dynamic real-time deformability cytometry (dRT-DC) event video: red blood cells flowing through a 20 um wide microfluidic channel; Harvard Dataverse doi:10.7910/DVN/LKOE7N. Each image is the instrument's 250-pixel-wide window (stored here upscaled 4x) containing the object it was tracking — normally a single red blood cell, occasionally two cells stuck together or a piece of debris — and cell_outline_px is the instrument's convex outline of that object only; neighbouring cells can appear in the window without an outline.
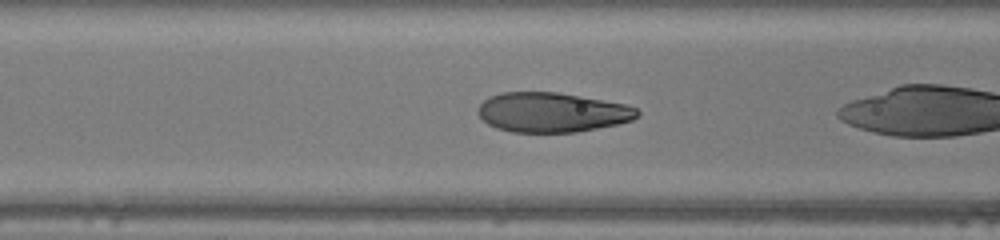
{"species": "human", "species_latin": "Homo sapiens", "temperature_condition": "warm", "stored_images_in_passage": 44, "camera_frame_rate_fps": 3000, "um_per_image_px": 0.085, "donor": {"sex": "female"}, "frame": {"image": 1, "passage_image": 16, "time_ms": 5.0, "image_size_px": [1000, 240], "cell_outline_px": [[640, 116], [632, 120], [616, 124], [576, 132], [512, 132], [496, 128], [488, 124], [476, 112], [476, 108], [488, 96], [500, 92], [556, 92], [580, 96], [624, 104], [636, 108], [640, 112]], "centroid_in_image_um": [46.88, 9.54], "position_along_channel_um": 119.7, "area_um2": 36.82}}
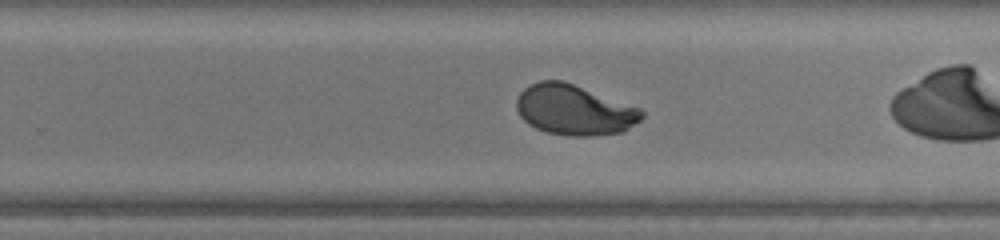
{"frame": {"image": 2, "passage_image": 27, "time_ms": 8.667, "image_size_px": [1000, 240], "cell_outline_px": [[644, 116], [640, 120], [624, 132], [592, 136], [568, 136], [548, 132], [536, 128], [528, 124], [520, 116], [516, 108], [516, 100], [520, 92], [528, 84], [540, 80], [564, 80], [640, 108], [644, 112]], "centroid_in_image_um": [48.8, 9.34], "position_along_channel_um": 281.0, "area_um2": 36.99}, "authors_computed_cell_mechanics": {"area_um2": 37.57, "velocity_mm_per_s": 4.415, "shape_relaxation_time_tau1_ms": 2.8173, "shape_relaxation_time_tau2_ms": null, "deformation_change_tau1": 0.2108, "deformation_change_tau2": null}}